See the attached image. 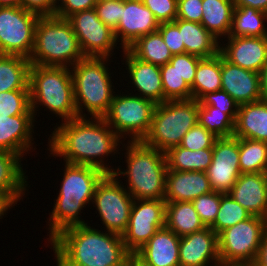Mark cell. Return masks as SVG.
I'll use <instances>...</instances> for the list:
<instances>
[{
	"label": "cell",
	"instance_id": "obj_1",
	"mask_svg": "<svg viewBox=\"0 0 267 266\" xmlns=\"http://www.w3.org/2000/svg\"><path fill=\"white\" fill-rule=\"evenodd\" d=\"M48 138L50 154L64 158L70 164L93 166L106 174H113L104 157L119 154L122 141L103 118L76 117L54 126ZM118 149V150H117Z\"/></svg>",
	"mask_w": 267,
	"mask_h": 266
},
{
	"label": "cell",
	"instance_id": "obj_2",
	"mask_svg": "<svg viewBox=\"0 0 267 266\" xmlns=\"http://www.w3.org/2000/svg\"><path fill=\"white\" fill-rule=\"evenodd\" d=\"M50 243L57 266H122L133 256L122 235L89 224L67 228Z\"/></svg>",
	"mask_w": 267,
	"mask_h": 266
},
{
	"label": "cell",
	"instance_id": "obj_3",
	"mask_svg": "<svg viewBox=\"0 0 267 266\" xmlns=\"http://www.w3.org/2000/svg\"><path fill=\"white\" fill-rule=\"evenodd\" d=\"M64 164L60 191L48 221L49 242L67 228L88 224L79 215L92 202L95 188L106 174L93 166Z\"/></svg>",
	"mask_w": 267,
	"mask_h": 266
},
{
	"label": "cell",
	"instance_id": "obj_4",
	"mask_svg": "<svg viewBox=\"0 0 267 266\" xmlns=\"http://www.w3.org/2000/svg\"><path fill=\"white\" fill-rule=\"evenodd\" d=\"M126 146L127 169L117 168L113 175L127 177L125 189L133 199H165L167 163L165 152L142 141L128 140Z\"/></svg>",
	"mask_w": 267,
	"mask_h": 266
},
{
	"label": "cell",
	"instance_id": "obj_5",
	"mask_svg": "<svg viewBox=\"0 0 267 266\" xmlns=\"http://www.w3.org/2000/svg\"><path fill=\"white\" fill-rule=\"evenodd\" d=\"M108 60L107 57H85L70 67L78 117L87 116L84 110L91 118H103L107 114L115 94L106 65Z\"/></svg>",
	"mask_w": 267,
	"mask_h": 266
},
{
	"label": "cell",
	"instance_id": "obj_6",
	"mask_svg": "<svg viewBox=\"0 0 267 266\" xmlns=\"http://www.w3.org/2000/svg\"><path fill=\"white\" fill-rule=\"evenodd\" d=\"M28 86L34 117L43 105L62 122L78 117L70 68L31 64Z\"/></svg>",
	"mask_w": 267,
	"mask_h": 266
},
{
	"label": "cell",
	"instance_id": "obj_7",
	"mask_svg": "<svg viewBox=\"0 0 267 266\" xmlns=\"http://www.w3.org/2000/svg\"><path fill=\"white\" fill-rule=\"evenodd\" d=\"M83 58L85 55L67 19L39 17L30 64L69 68Z\"/></svg>",
	"mask_w": 267,
	"mask_h": 266
},
{
	"label": "cell",
	"instance_id": "obj_8",
	"mask_svg": "<svg viewBox=\"0 0 267 266\" xmlns=\"http://www.w3.org/2000/svg\"><path fill=\"white\" fill-rule=\"evenodd\" d=\"M197 123L198 101H165L155 106L150 129L142 142L166 152L180 145L184 135Z\"/></svg>",
	"mask_w": 267,
	"mask_h": 266
},
{
	"label": "cell",
	"instance_id": "obj_9",
	"mask_svg": "<svg viewBox=\"0 0 267 266\" xmlns=\"http://www.w3.org/2000/svg\"><path fill=\"white\" fill-rule=\"evenodd\" d=\"M267 219L252 215L218 234L221 265L254 263L260 248Z\"/></svg>",
	"mask_w": 267,
	"mask_h": 266
},
{
	"label": "cell",
	"instance_id": "obj_10",
	"mask_svg": "<svg viewBox=\"0 0 267 266\" xmlns=\"http://www.w3.org/2000/svg\"><path fill=\"white\" fill-rule=\"evenodd\" d=\"M131 94V92L128 95L114 94L110 108L103 119L121 139L129 136L130 141H142L150 129L157 104Z\"/></svg>",
	"mask_w": 267,
	"mask_h": 266
},
{
	"label": "cell",
	"instance_id": "obj_11",
	"mask_svg": "<svg viewBox=\"0 0 267 266\" xmlns=\"http://www.w3.org/2000/svg\"><path fill=\"white\" fill-rule=\"evenodd\" d=\"M113 174H105L98 182L92 204L103 223L104 231L122 235L128 226L133 197Z\"/></svg>",
	"mask_w": 267,
	"mask_h": 266
},
{
	"label": "cell",
	"instance_id": "obj_12",
	"mask_svg": "<svg viewBox=\"0 0 267 266\" xmlns=\"http://www.w3.org/2000/svg\"><path fill=\"white\" fill-rule=\"evenodd\" d=\"M39 17L23 7L0 6V54L29 59Z\"/></svg>",
	"mask_w": 267,
	"mask_h": 266
},
{
	"label": "cell",
	"instance_id": "obj_13",
	"mask_svg": "<svg viewBox=\"0 0 267 266\" xmlns=\"http://www.w3.org/2000/svg\"><path fill=\"white\" fill-rule=\"evenodd\" d=\"M166 201L134 199L129 223L122 234L125 248L133 255L161 228L165 227Z\"/></svg>",
	"mask_w": 267,
	"mask_h": 266
},
{
	"label": "cell",
	"instance_id": "obj_14",
	"mask_svg": "<svg viewBox=\"0 0 267 266\" xmlns=\"http://www.w3.org/2000/svg\"><path fill=\"white\" fill-rule=\"evenodd\" d=\"M67 20L77 36L85 57L113 56L112 53L118 44L114 30L99 19L95 9L74 13Z\"/></svg>",
	"mask_w": 267,
	"mask_h": 266
},
{
	"label": "cell",
	"instance_id": "obj_15",
	"mask_svg": "<svg viewBox=\"0 0 267 266\" xmlns=\"http://www.w3.org/2000/svg\"><path fill=\"white\" fill-rule=\"evenodd\" d=\"M158 27L159 22L142 0H121V16L114 35L117 42L121 40L122 50L141 36L158 31Z\"/></svg>",
	"mask_w": 267,
	"mask_h": 266
},
{
	"label": "cell",
	"instance_id": "obj_16",
	"mask_svg": "<svg viewBox=\"0 0 267 266\" xmlns=\"http://www.w3.org/2000/svg\"><path fill=\"white\" fill-rule=\"evenodd\" d=\"M179 262L180 266H220L218 235L206 227L180 237Z\"/></svg>",
	"mask_w": 267,
	"mask_h": 266
},
{
	"label": "cell",
	"instance_id": "obj_17",
	"mask_svg": "<svg viewBox=\"0 0 267 266\" xmlns=\"http://www.w3.org/2000/svg\"><path fill=\"white\" fill-rule=\"evenodd\" d=\"M227 39V45L219 47L222 56L234 65L260 73L267 62V36H228Z\"/></svg>",
	"mask_w": 267,
	"mask_h": 266
},
{
	"label": "cell",
	"instance_id": "obj_18",
	"mask_svg": "<svg viewBox=\"0 0 267 266\" xmlns=\"http://www.w3.org/2000/svg\"><path fill=\"white\" fill-rule=\"evenodd\" d=\"M221 90L239 105L262 100L260 74L227 61L221 54Z\"/></svg>",
	"mask_w": 267,
	"mask_h": 266
},
{
	"label": "cell",
	"instance_id": "obj_19",
	"mask_svg": "<svg viewBox=\"0 0 267 266\" xmlns=\"http://www.w3.org/2000/svg\"><path fill=\"white\" fill-rule=\"evenodd\" d=\"M180 237L166 226L159 229L133 257L141 266H180Z\"/></svg>",
	"mask_w": 267,
	"mask_h": 266
},
{
	"label": "cell",
	"instance_id": "obj_20",
	"mask_svg": "<svg viewBox=\"0 0 267 266\" xmlns=\"http://www.w3.org/2000/svg\"><path fill=\"white\" fill-rule=\"evenodd\" d=\"M123 59L125 60V67L130 74V83H132L134 92L137 90L139 94L145 99L153 101L155 104L164 102V93L161 80L160 66L151 63L143 62L134 57L127 49H123Z\"/></svg>",
	"mask_w": 267,
	"mask_h": 266
},
{
	"label": "cell",
	"instance_id": "obj_21",
	"mask_svg": "<svg viewBox=\"0 0 267 266\" xmlns=\"http://www.w3.org/2000/svg\"><path fill=\"white\" fill-rule=\"evenodd\" d=\"M228 194L251 215L267 219V179L265 173L240 174Z\"/></svg>",
	"mask_w": 267,
	"mask_h": 266
},
{
	"label": "cell",
	"instance_id": "obj_22",
	"mask_svg": "<svg viewBox=\"0 0 267 266\" xmlns=\"http://www.w3.org/2000/svg\"><path fill=\"white\" fill-rule=\"evenodd\" d=\"M206 172L167 170L166 202H192L200 195L212 192Z\"/></svg>",
	"mask_w": 267,
	"mask_h": 266
},
{
	"label": "cell",
	"instance_id": "obj_23",
	"mask_svg": "<svg viewBox=\"0 0 267 266\" xmlns=\"http://www.w3.org/2000/svg\"><path fill=\"white\" fill-rule=\"evenodd\" d=\"M34 114H21L0 118V149L22 158L33 149ZM33 132V133H32Z\"/></svg>",
	"mask_w": 267,
	"mask_h": 266
},
{
	"label": "cell",
	"instance_id": "obj_24",
	"mask_svg": "<svg viewBox=\"0 0 267 266\" xmlns=\"http://www.w3.org/2000/svg\"><path fill=\"white\" fill-rule=\"evenodd\" d=\"M21 158L13 152L0 149V194L13 205L20 201L28 187Z\"/></svg>",
	"mask_w": 267,
	"mask_h": 266
},
{
	"label": "cell",
	"instance_id": "obj_25",
	"mask_svg": "<svg viewBox=\"0 0 267 266\" xmlns=\"http://www.w3.org/2000/svg\"><path fill=\"white\" fill-rule=\"evenodd\" d=\"M233 136L267 142V101L239 105Z\"/></svg>",
	"mask_w": 267,
	"mask_h": 266
},
{
	"label": "cell",
	"instance_id": "obj_26",
	"mask_svg": "<svg viewBox=\"0 0 267 266\" xmlns=\"http://www.w3.org/2000/svg\"><path fill=\"white\" fill-rule=\"evenodd\" d=\"M181 32V44L185 53L208 58L219 53L220 41L201 23L175 19L173 21Z\"/></svg>",
	"mask_w": 267,
	"mask_h": 266
},
{
	"label": "cell",
	"instance_id": "obj_27",
	"mask_svg": "<svg viewBox=\"0 0 267 266\" xmlns=\"http://www.w3.org/2000/svg\"><path fill=\"white\" fill-rule=\"evenodd\" d=\"M235 3L232 0H202L201 24L218 40L229 36Z\"/></svg>",
	"mask_w": 267,
	"mask_h": 266
},
{
	"label": "cell",
	"instance_id": "obj_28",
	"mask_svg": "<svg viewBox=\"0 0 267 266\" xmlns=\"http://www.w3.org/2000/svg\"><path fill=\"white\" fill-rule=\"evenodd\" d=\"M165 226L179 237L206 228L189 201L166 202Z\"/></svg>",
	"mask_w": 267,
	"mask_h": 266
},
{
	"label": "cell",
	"instance_id": "obj_29",
	"mask_svg": "<svg viewBox=\"0 0 267 266\" xmlns=\"http://www.w3.org/2000/svg\"><path fill=\"white\" fill-rule=\"evenodd\" d=\"M29 59L17 55L0 54V93L29 90Z\"/></svg>",
	"mask_w": 267,
	"mask_h": 266
},
{
	"label": "cell",
	"instance_id": "obj_30",
	"mask_svg": "<svg viewBox=\"0 0 267 266\" xmlns=\"http://www.w3.org/2000/svg\"><path fill=\"white\" fill-rule=\"evenodd\" d=\"M213 148L189 150L180 145L165 152L168 170L205 172L211 165Z\"/></svg>",
	"mask_w": 267,
	"mask_h": 266
},
{
	"label": "cell",
	"instance_id": "obj_31",
	"mask_svg": "<svg viewBox=\"0 0 267 266\" xmlns=\"http://www.w3.org/2000/svg\"><path fill=\"white\" fill-rule=\"evenodd\" d=\"M192 99L199 101L207 93L221 90V53L199 60L193 85Z\"/></svg>",
	"mask_w": 267,
	"mask_h": 266
},
{
	"label": "cell",
	"instance_id": "obj_32",
	"mask_svg": "<svg viewBox=\"0 0 267 266\" xmlns=\"http://www.w3.org/2000/svg\"><path fill=\"white\" fill-rule=\"evenodd\" d=\"M127 50L137 59L162 66L173 57L159 31L138 38Z\"/></svg>",
	"mask_w": 267,
	"mask_h": 266
},
{
	"label": "cell",
	"instance_id": "obj_33",
	"mask_svg": "<svg viewBox=\"0 0 267 266\" xmlns=\"http://www.w3.org/2000/svg\"><path fill=\"white\" fill-rule=\"evenodd\" d=\"M267 13L251 7H234L232 27L229 36H267Z\"/></svg>",
	"mask_w": 267,
	"mask_h": 266
},
{
	"label": "cell",
	"instance_id": "obj_34",
	"mask_svg": "<svg viewBox=\"0 0 267 266\" xmlns=\"http://www.w3.org/2000/svg\"><path fill=\"white\" fill-rule=\"evenodd\" d=\"M239 166L241 174L265 173L267 142L239 138Z\"/></svg>",
	"mask_w": 267,
	"mask_h": 266
},
{
	"label": "cell",
	"instance_id": "obj_35",
	"mask_svg": "<svg viewBox=\"0 0 267 266\" xmlns=\"http://www.w3.org/2000/svg\"><path fill=\"white\" fill-rule=\"evenodd\" d=\"M198 123L216 137H232L235 122L224 112L212 106H203L198 101Z\"/></svg>",
	"mask_w": 267,
	"mask_h": 266
},
{
	"label": "cell",
	"instance_id": "obj_36",
	"mask_svg": "<svg viewBox=\"0 0 267 266\" xmlns=\"http://www.w3.org/2000/svg\"><path fill=\"white\" fill-rule=\"evenodd\" d=\"M251 216L252 215L228 193H225L221 196L219 212L210 228L218 235L224 229L234 226Z\"/></svg>",
	"mask_w": 267,
	"mask_h": 266
},
{
	"label": "cell",
	"instance_id": "obj_37",
	"mask_svg": "<svg viewBox=\"0 0 267 266\" xmlns=\"http://www.w3.org/2000/svg\"><path fill=\"white\" fill-rule=\"evenodd\" d=\"M164 102L192 99V90L169 62L160 66Z\"/></svg>",
	"mask_w": 267,
	"mask_h": 266
},
{
	"label": "cell",
	"instance_id": "obj_38",
	"mask_svg": "<svg viewBox=\"0 0 267 266\" xmlns=\"http://www.w3.org/2000/svg\"><path fill=\"white\" fill-rule=\"evenodd\" d=\"M21 114H34L30 106L29 90H12L0 93V118Z\"/></svg>",
	"mask_w": 267,
	"mask_h": 266
},
{
	"label": "cell",
	"instance_id": "obj_39",
	"mask_svg": "<svg viewBox=\"0 0 267 266\" xmlns=\"http://www.w3.org/2000/svg\"><path fill=\"white\" fill-rule=\"evenodd\" d=\"M210 166L240 167L239 138H217L213 145L212 162Z\"/></svg>",
	"mask_w": 267,
	"mask_h": 266
},
{
	"label": "cell",
	"instance_id": "obj_40",
	"mask_svg": "<svg viewBox=\"0 0 267 266\" xmlns=\"http://www.w3.org/2000/svg\"><path fill=\"white\" fill-rule=\"evenodd\" d=\"M213 191L228 193L238 180L240 167L209 166L205 171Z\"/></svg>",
	"mask_w": 267,
	"mask_h": 266
},
{
	"label": "cell",
	"instance_id": "obj_41",
	"mask_svg": "<svg viewBox=\"0 0 267 266\" xmlns=\"http://www.w3.org/2000/svg\"><path fill=\"white\" fill-rule=\"evenodd\" d=\"M224 193L212 191L195 198L192 203L200 216L201 221L206 227H210L219 212L221 196Z\"/></svg>",
	"mask_w": 267,
	"mask_h": 266
},
{
	"label": "cell",
	"instance_id": "obj_42",
	"mask_svg": "<svg viewBox=\"0 0 267 266\" xmlns=\"http://www.w3.org/2000/svg\"><path fill=\"white\" fill-rule=\"evenodd\" d=\"M217 138L212 132L197 123L184 135L180 146L192 151L213 148Z\"/></svg>",
	"mask_w": 267,
	"mask_h": 266
},
{
	"label": "cell",
	"instance_id": "obj_43",
	"mask_svg": "<svg viewBox=\"0 0 267 266\" xmlns=\"http://www.w3.org/2000/svg\"><path fill=\"white\" fill-rule=\"evenodd\" d=\"M199 103L203 106H212L226 113L234 122L237 119L239 104L225 91H215L207 93Z\"/></svg>",
	"mask_w": 267,
	"mask_h": 266
},
{
	"label": "cell",
	"instance_id": "obj_44",
	"mask_svg": "<svg viewBox=\"0 0 267 266\" xmlns=\"http://www.w3.org/2000/svg\"><path fill=\"white\" fill-rule=\"evenodd\" d=\"M201 57L184 53L173 55L169 63L173 65L177 73L184 78L187 84L191 87L194 82L196 69Z\"/></svg>",
	"mask_w": 267,
	"mask_h": 266
},
{
	"label": "cell",
	"instance_id": "obj_45",
	"mask_svg": "<svg viewBox=\"0 0 267 266\" xmlns=\"http://www.w3.org/2000/svg\"><path fill=\"white\" fill-rule=\"evenodd\" d=\"M160 23L173 22L177 17L178 0H142Z\"/></svg>",
	"mask_w": 267,
	"mask_h": 266
},
{
	"label": "cell",
	"instance_id": "obj_46",
	"mask_svg": "<svg viewBox=\"0 0 267 266\" xmlns=\"http://www.w3.org/2000/svg\"><path fill=\"white\" fill-rule=\"evenodd\" d=\"M94 9L105 25L112 30L117 28L121 16V0L97 2Z\"/></svg>",
	"mask_w": 267,
	"mask_h": 266
},
{
	"label": "cell",
	"instance_id": "obj_47",
	"mask_svg": "<svg viewBox=\"0 0 267 266\" xmlns=\"http://www.w3.org/2000/svg\"><path fill=\"white\" fill-rule=\"evenodd\" d=\"M158 31L172 55L185 53L184 44H181V32L174 22L160 23Z\"/></svg>",
	"mask_w": 267,
	"mask_h": 266
},
{
	"label": "cell",
	"instance_id": "obj_48",
	"mask_svg": "<svg viewBox=\"0 0 267 266\" xmlns=\"http://www.w3.org/2000/svg\"><path fill=\"white\" fill-rule=\"evenodd\" d=\"M96 4L97 0H57L54 16L67 19L74 13L94 9Z\"/></svg>",
	"mask_w": 267,
	"mask_h": 266
},
{
	"label": "cell",
	"instance_id": "obj_49",
	"mask_svg": "<svg viewBox=\"0 0 267 266\" xmlns=\"http://www.w3.org/2000/svg\"><path fill=\"white\" fill-rule=\"evenodd\" d=\"M202 14V0H178L176 19L201 23Z\"/></svg>",
	"mask_w": 267,
	"mask_h": 266
},
{
	"label": "cell",
	"instance_id": "obj_50",
	"mask_svg": "<svg viewBox=\"0 0 267 266\" xmlns=\"http://www.w3.org/2000/svg\"><path fill=\"white\" fill-rule=\"evenodd\" d=\"M57 0H22V7L40 17L54 16Z\"/></svg>",
	"mask_w": 267,
	"mask_h": 266
},
{
	"label": "cell",
	"instance_id": "obj_51",
	"mask_svg": "<svg viewBox=\"0 0 267 266\" xmlns=\"http://www.w3.org/2000/svg\"><path fill=\"white\" fill-rule=\"evenodd\" d=\"M236 7H251L267 13V0H235Z\"/></svg>",
	"mask_w": 267,
	"mask_h": 266
},
{
	"label": "cell",
	"instance_id": "obj_52",
	"mask_svg": "<svg viewBox=\"0 0 267 266\" xmlns=\"http://www.w3.org/2000/svg\"><path fill=\"white\" fill-rule=\"evenodd\" d=\"M254 264L256 266H267V230L264 233L262 242L260 244L259 252Z\"/></svg>",
	"mask_w": 267,
	"mask_h": 266
},
{
	"label": "cell",
	"instance_id": "obj_53",
	"mask_svg": "<svg viewBox=\"0 0 267 266\" xmlns=\"http://www.w3.org/2000/svg\"><path fill=\"white\" fill-rule=\"evenodd\" d=\"M261 97L267 101V62L260 71Z\"/></svg>",
	"mask_w": 267,
	"mask_h": 266
},
{
	"label": "cell",
	"instance_id": "obj_54",
	"mask_svg": "<svg viewBox=\"0 0 267 266\" xmlns=\"http://www.w3.org/2000/svg\"><path fill=\"white\" fill-rule=\"evenodd\" d=\"M14 206L6 197L0 194V219L6 215L8 209L10 210L11 207Z\"/></svg>",
	"mask_w": 267,
	"mask_h": 266
},
{
	"label": "cell",
	"instance_id": "obj_55",
	"mask_svg": "<svg viewBox=\"0 0 267 266\" xmlns=\"http://www.w3.org/2000/svg\"><path fill=\"white\" fill-rule=\"evenodd\" d=\"M0 6L22 7V0H0Z\"/></svg>",
	"mask_w": 267,
	"mask_h": 266
},
{
	"label": "cell",
	"instance_id": "obj_56",
	"mask_svg": "<svg viewBox=\"0 0 267 266\" xmlns=\"http://www.w3.org/2000/svg\"><path fill=\"white\" fill-rule=\"evenodd\" d=\"M122 266H139V262L132 256Z\"/></svg>",
	"mask_w": 267,
	"mask_h": 266
},
{
	"label": "cell",
	"instance_id": "obj_57",
	"mask_svg": "<svg viewBox=\"0 0 267 266\" xmlns=\"http://www.w3.org/2000/svg\"><path fill=\"white\" fill-rule=\"evenodd\" d=\"M220 266H256L254 263H242V264H225Z\"/></svg>",
	"mask_w": 267,
	"mask_h": 266
},
{
	"label": "cell",
	"instance_id": "obj_58",
	"mask_svg": "<svg viewBox=\"0 0 267 266\" xmlns=\"http://www.w3.org/2000/svg\"><path fill=\"white\" fill-rule=\"evenodd\" d=\"M108 1H115V0H97V2H108Z\"/></svg>",
	"mask_w": 267,
	"mask_h": 266
},
{
	"label": "cell",
	"instance_id": "obj_59",
	"mask_svg": "<svg viewBox=\"0 0 267 266\" xmlns=\"http://www.w3.org/2000/svg\"><path fill=\"white\" fill-rule=\"evenodd\" d=\"M265 176H266V179H267V168H266V170H265Z\"/></svg>",
	"mask_w": 267,
	"mask_h": 266
}]
</instances>
